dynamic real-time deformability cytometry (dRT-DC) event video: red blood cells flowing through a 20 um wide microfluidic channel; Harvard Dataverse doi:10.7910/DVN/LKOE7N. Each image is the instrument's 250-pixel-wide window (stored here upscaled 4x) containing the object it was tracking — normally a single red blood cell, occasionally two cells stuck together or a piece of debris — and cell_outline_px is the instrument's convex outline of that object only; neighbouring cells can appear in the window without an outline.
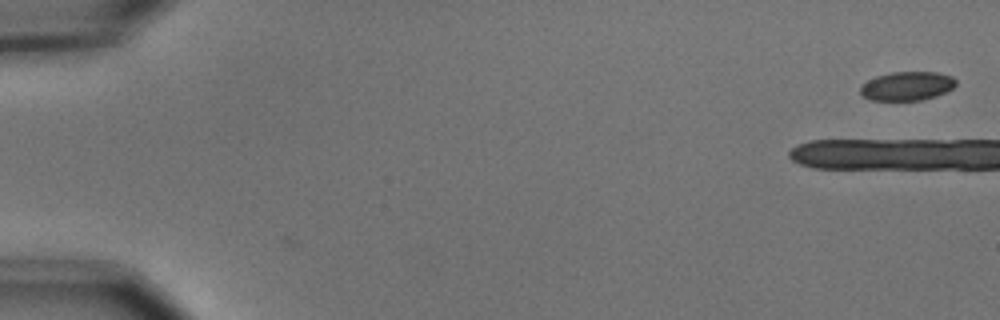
{"species": "common noctule bat (a hibernating species)", "species_latin": "Nyctalus noctula", "temperature_condition": "cold", "stored_images_in_passage": 2, "camera_frame_rate_fps": 3000, "um_per_image_px": 0.085, "animal": {"sex": "male", "body_mass_g": 15.6}, "frame": {"image": 1, "passage_image": 1, "time_ms": 0.0, "image_size_px": [1000, 320], "cell_outline_px": [[956, 84], [952, 88], [936, 96], [920, 100], [872, 100], [864, 96], [860, 92], [860, 84], [876, 76], [892, 72], [936, 72], [952, 76], [956, 80]], "centroid_in_image_um": [77.08, 7.3], "position_along_channel_um": 7.9, "area_um2": 16.01}}